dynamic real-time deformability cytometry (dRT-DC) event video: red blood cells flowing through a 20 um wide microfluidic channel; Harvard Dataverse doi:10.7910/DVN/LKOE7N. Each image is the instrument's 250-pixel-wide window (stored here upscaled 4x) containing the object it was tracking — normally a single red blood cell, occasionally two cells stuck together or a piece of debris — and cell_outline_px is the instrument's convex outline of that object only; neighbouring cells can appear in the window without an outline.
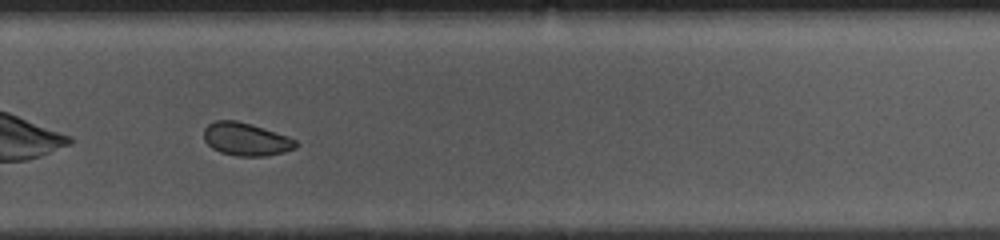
{"species": "common noctule bat (a hibernating species)", "species_latin": "Nyctalus noctula", "temperature_condition": "cold", "stored_images_in_passage": 31, "camera_frame_rate_fps": 3000, "um_per_image_px": 0.085, "animal": {"sex": "female", "body_mass_g": 10.0, "forearm_length_mm": 53.1}, "frame": {"image": 1, "passage_image": 22, "time_ms": 7.0, "image_size_px": [1000, 240], "cell_outline_px": [[300, 144], [296, 148], [284, 152], [264, 156], [236, 156], [220, 152], [212, 148], [204, 140], [204, 128], [208, 124], [216, 120], [236, 120], [252, 124], [288, 136], [296, 140]], "centroid_in_image_um": [20.92, 11.83], "position_along_channel_um": 308.9, "area_um2": 17.8}, "authors_computed_cell_mechanics": {"area_um2": 18.0336, "velocity_mm_per_s": 3.7241, "shape_relaxation_time_tau1_ms": 2.1301, "shape_relaxation_time_tau2_ms": 4.737, "deformation_change_tau1": 0.0561, "deformation_change_tau2": 0.0756}}